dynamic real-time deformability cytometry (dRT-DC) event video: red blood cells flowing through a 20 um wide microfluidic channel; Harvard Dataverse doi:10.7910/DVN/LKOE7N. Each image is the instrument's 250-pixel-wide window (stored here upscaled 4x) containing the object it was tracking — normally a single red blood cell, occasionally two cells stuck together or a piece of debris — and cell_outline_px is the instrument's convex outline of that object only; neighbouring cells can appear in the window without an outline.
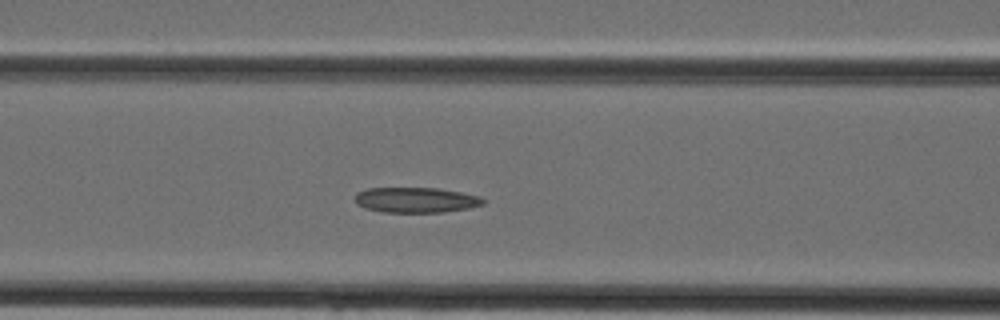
{"species": "Egyptian fruit bat (a non-hibernating species)", "species_latin": "Rousettus aegyptiacus", "temperature_condition": "cold", "stored_images_in_passage": 38, "segment_of_instrument_passage": [1, 2], "camera_frame_rate_fps": 3000, "um_per_image_px": 0.085, "animal": {"sex": "female"}, "frame": {"image": 1, "passage_image": 14, "time_ms": 4.333, "image_size_px": [1000, 320], "cell_outline_px": [[488, 200], [484, 204], [468, 208], [444, 212], [384, 212], [364, 208], [356, 204], [356, 192], [368, 188], [436, 188], [460, 192], [480, 196]], "centroid_in_image_um": [35.37, 17.0], "position_along_channel_um": 131.2, "area_um2": 18.96}}
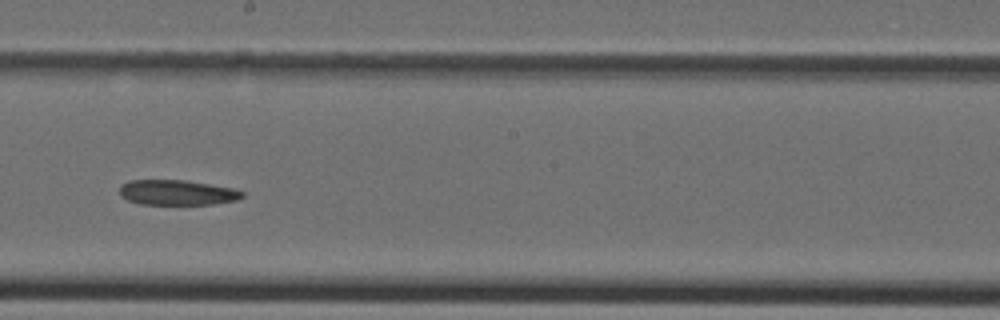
{"frame": {"image": 2, "passage_image": 20, "time_ms": 6.333, "image_size_px": [1000, 320], "cell_outline_px": [[244, 196], [236, 200], [212, 204], [140, 204], [128, 200], [120, 196], [120, 188], [128, 180], [184, 180], [232, 188], [244, 192]], "centroid_in_image_um": [15.04, 16.36], "position_along_channel_um": 233.2, "area_um2": 17.8}}
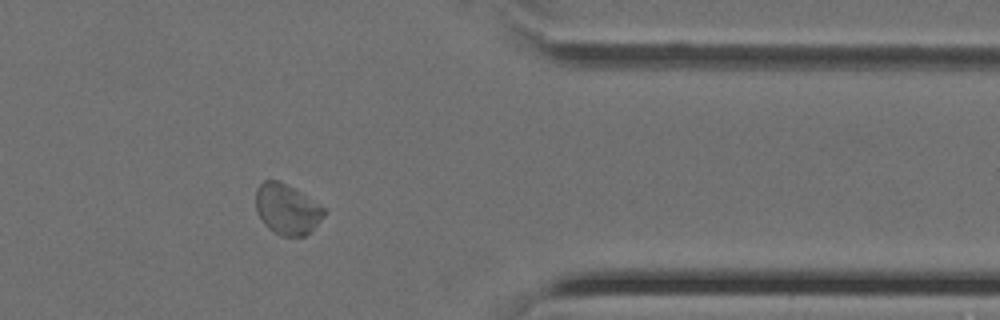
{"frame": {"image": 3, "passage_image": 30, "time_ms": 9.667, "image_size_px": [1000, 320], "cell_outline_px": [[324, 216], [304, 236], [280, 236], [268, 228], [264, 224], [256, 212], [256, 188], [264, 180], [280, 180], [324, 208]], "centroid_in_image_um": [24.33, 17.78], "position_along_channel_um": 387.1, "area_um2": 19.71}}